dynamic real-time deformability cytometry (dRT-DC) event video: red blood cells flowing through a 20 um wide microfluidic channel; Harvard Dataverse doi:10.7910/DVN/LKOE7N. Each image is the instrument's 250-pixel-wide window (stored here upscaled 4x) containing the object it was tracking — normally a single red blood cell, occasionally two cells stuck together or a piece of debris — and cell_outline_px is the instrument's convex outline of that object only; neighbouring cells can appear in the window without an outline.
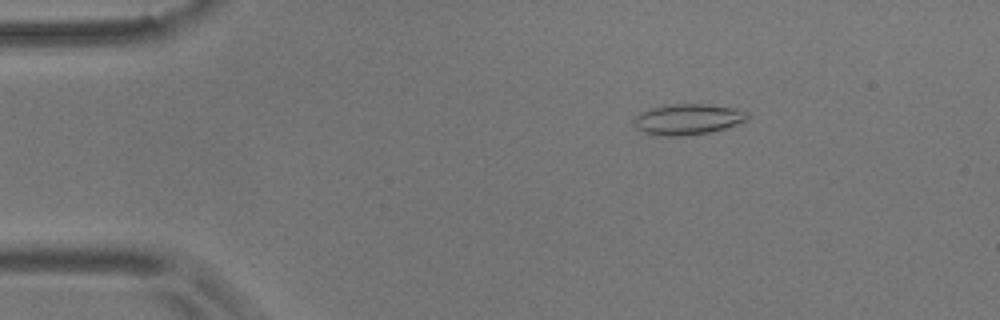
{"species": "common noctule bat (a hibernating species)", "species_latin": "Nyctalus noctula", "temperature_condition": "room temperature", "stored_images_in_passage": 51, "camera_frame_rate_fps": 3000, "um_per_image_px": 0.085, "animal": {"sex": "male", "body_mass_g": 17.9}, "frame": {"image": 1, "passage_image": 5, "time_ms": 1.333, "image_size_px": [1000, 320], "cell_outline_px": [[748, 120], [724, 128], [708, 132], [680, 136], [656, 136], [644, 132], [636, 128], [636, 116], [640, 112], [652, 108], [672, 104], [708, 104], [736, 108], [748, 112]], "centroid_in_image_um": [58.49, 10.13], "position_along_channel_um": 26.5, "area_um2": 20.17}}
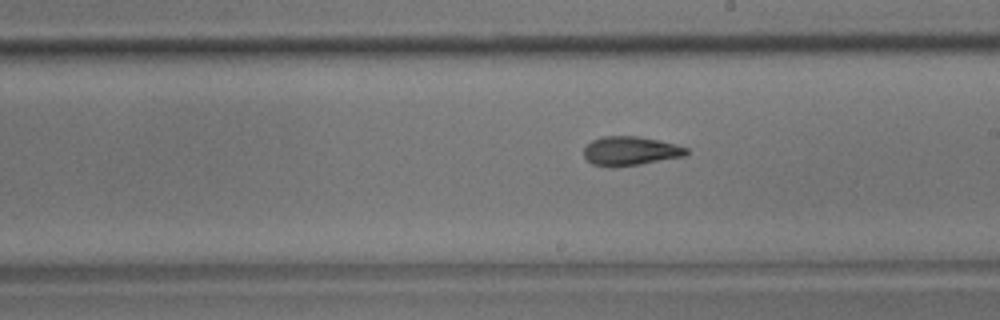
{"frame": {"image": 2, "passage_image": 27, "time_ms": 8.667, "image_size_px": [1000, 320], "cell_outline_px": [[688, 152], [684, 156], [640, 164], [612, 168], [608, 168], [592, 164], [584, 156], [584, 148], [592, 140], [604, 136], [636, 136], [660, 140], [688, 148]], "centroid_in_image_um": [53.55, 12.84], "position_along_channel_um": 235.4, "area_um2": 17.4}}
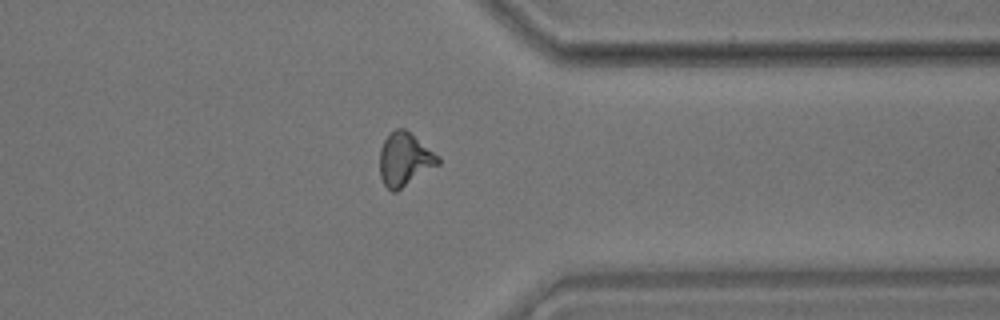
{"frame": {"image": 3, "passage_image": 39, "time_ms": 12.667, "image_size_px": [1000, 320], "cell_outline_px": [[440, 164], [396, 192], [392, 192], [384, 184], [380, 176], [380, 148], [384, 140], [396, 128], [404, 128], [440, 156]], "centroid_in_image_um": [34.41, 13.56], "position_along_channel_um": 377.0, "area_um2": 18.09}, "authors_computed_cell_mechanics": {"area_um2": 17.3978, "velocity_mm_per_s": 3.6788, "shape_relaxation_time_tau1_ms": 7.7955, "shape_relaxation_time_tau2_ms": 3.5184, "deformation_change_tau1": 0.1998, "deformation_change_tau2": 0.1224}}